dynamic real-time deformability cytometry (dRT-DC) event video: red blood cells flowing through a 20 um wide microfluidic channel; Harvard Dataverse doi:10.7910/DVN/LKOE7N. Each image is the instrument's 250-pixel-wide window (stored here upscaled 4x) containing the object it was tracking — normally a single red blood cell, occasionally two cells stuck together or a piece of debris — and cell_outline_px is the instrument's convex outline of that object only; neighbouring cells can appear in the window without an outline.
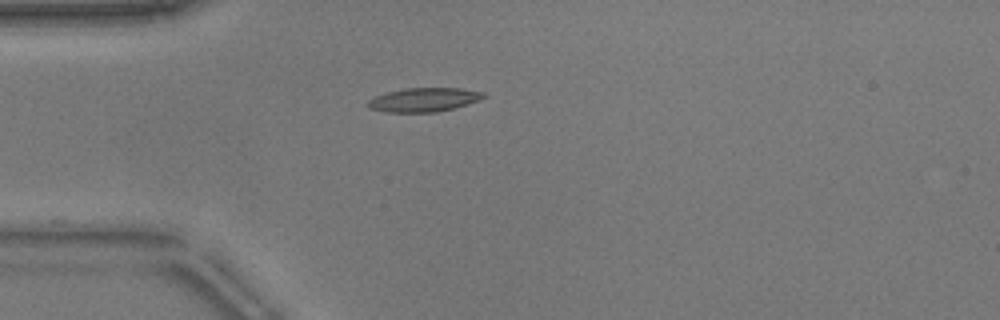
{"species": "common noctule bat (a hibernating species)", "species_latin": "Nyctalus noctula", "temperature_condition": "warm", "stored_images_in_passage": 39, "camera_frame_rate_fps": 3000, "um_per_image_px": 0.085, "animal": {"sex": "male", "body_mass_g": 17.9}, "frame": {"image": 1, "passage_image": 1, "time_ms": 0.0, "image_size_px": [1000, 320], "cell_outline_px": [[488, 96], [452, 108], [436, 112], [384, 112], [368, 108], [364, 104], [368, 100], [376, 96], [388, 92], [408, 88], [460, 88], [484, 92]], "centroid_in_image_um": [35.97, 8.48], "position_along_channel_um": 49.0, "area_um2": 15.95}}
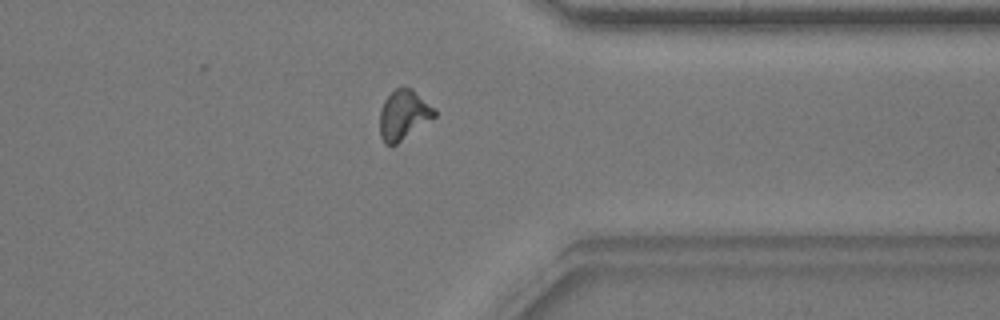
{"frame": {"image": 2, "passage_image": 28, "time_ms": 9.0, "image_size_px": [1000, 320], "cell_outline_px": [[436, 116], [392, 148], [384, 144], [380, 136], [380, 112], [384, 100], [396, 88], [404, 84], [412, 88], [436, 108]], "centroid_in_image_um": [34.31, 9.77], "position_along_channel_um": 377.1, "area_um2": 16.3}}
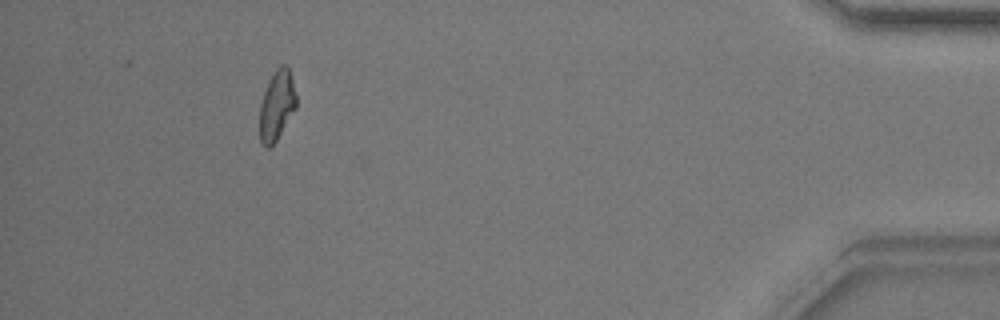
{"frame": {"image": 3, "passage_image": 35, "time_ms": 11.333, "image_size_px": [1000, 320], "cell_outline_px": [[296, 108], [276, 140], [268, 148], [260, 140], [260, 104], [268, 80], [276, 68], [280, 64], [288, 64], [296, 96]], "centroid_in_image_um": [23.53, 8.9], "position_along_channel_um": 411.7, "area_um2": 14.74}, "authors_computed_cell_mechanics": {"area_um2": 15.3748, "velocity_mm_per_s": 3.8333, "shape_relaxation_time_tau1_ms": 4.7596, "shape_relaxation_time_tau2_ms": 2.4723, "deformation_change_tau1": 0.191, "deformation_change_tau2": 0.1071}}